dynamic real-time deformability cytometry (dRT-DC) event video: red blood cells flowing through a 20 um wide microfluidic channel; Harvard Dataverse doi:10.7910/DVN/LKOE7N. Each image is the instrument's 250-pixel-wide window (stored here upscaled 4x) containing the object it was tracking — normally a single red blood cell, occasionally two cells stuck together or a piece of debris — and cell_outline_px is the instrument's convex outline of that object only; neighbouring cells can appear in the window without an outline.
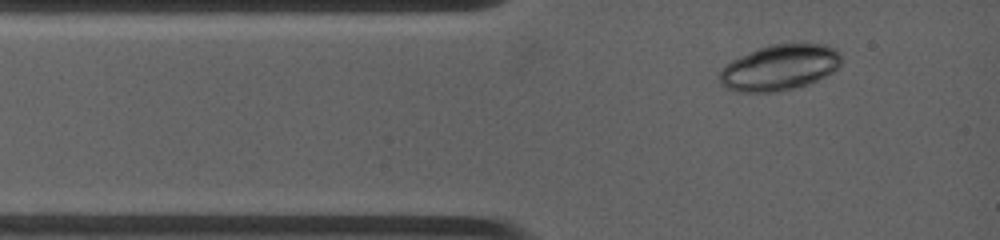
{"species": "common noctule bat (a hibernating species)", "species_latin": "Nyctalus noctula", "temperature_condition": "warm", "stored_images_in_passage": 15, "camera_frame_rate_fps": 4500, "um_per_image_px": 0.085, "animal": {"sex": "female", "body_mass_g": 19.0, "forearm_length_mm": 53.3}, "frame": {"image": 1, "passage_image": 1, "time_ms": 0.0, "image_size_px": [1000, 240], "cell_outline_px": [[840, 64], [832, 72], [816, 80], [792, 88], [772, 92], [736, 92], [724, 88], [720, 80], [720, 72], [732, 60], [760, 48], [772, 44], [816, 44], [832, 48], [840, 56]], "centroid_in_image_um": [66.22, 5.76], "position_along_channel_um": 18.8, "area_um2": 31.5}}
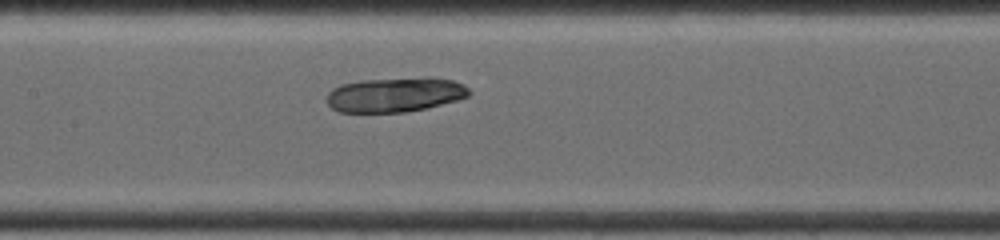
{"frame": {"image": 2, "passage_image": 9, "time_ms": 4.444, "image_size_px": [1000, 240], "cell_outline_px": [[472, 92], [468, 96], [456, 100], [428, 108], [404, 112], [340, 112], [332, 108], [328, 104], [328, 92], [332, 88], [340, 84], [360, 80], [428, 76], [432, 76], [452, 80], [464, 84]], "centroid_in_image_um": [33.61, 8.02], "position_along_channel_um": 173.8, "area_um2": 29.13}}
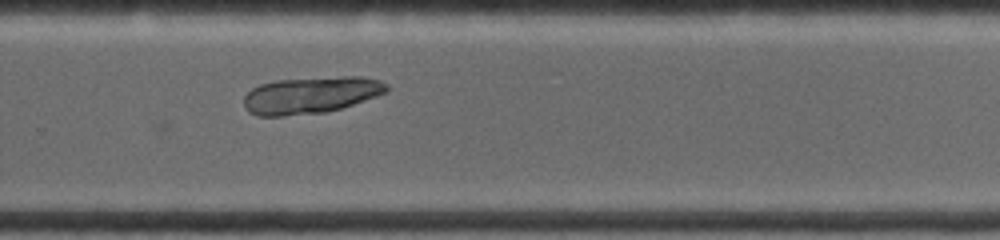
{"frame": {"image": 3, "passage_image": 15, "time_ms": 7.778, "image_size_px": [1000, 240], "cell_outline_px": [[388, 92], [340, 108], [324, 112], [280, 116], [256, 116], [248, 112], [244, 108], [244, 96], [252, 88], [260, 84], [276, 80], [344, 76], [360, 76], [380, 80], [388, 84]], "centroid_in_image_um": [26.39, 8.07], "position_along_channel_um": 303.4, "area_um2": 30.63}}